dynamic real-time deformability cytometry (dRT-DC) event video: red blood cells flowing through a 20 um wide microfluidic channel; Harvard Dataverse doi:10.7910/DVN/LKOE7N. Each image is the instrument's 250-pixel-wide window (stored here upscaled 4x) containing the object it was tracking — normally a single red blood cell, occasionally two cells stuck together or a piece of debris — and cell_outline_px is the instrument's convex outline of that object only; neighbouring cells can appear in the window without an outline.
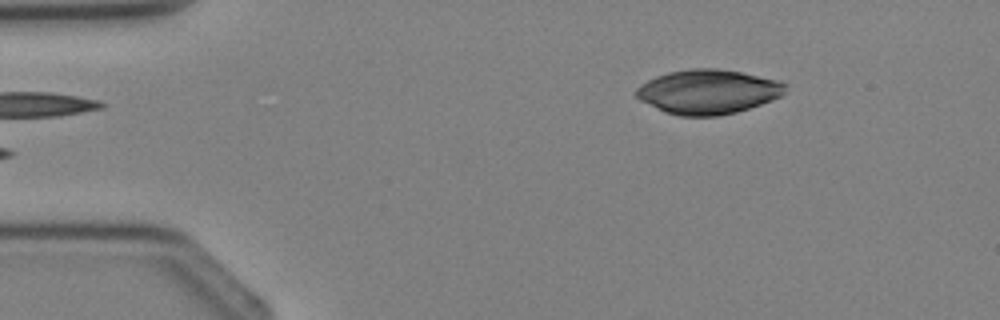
{"species": "Egyptian fruit bat (a non-hibernating species)", "species_latin": "Rousettus aegyptiacus", "temperature_condition": "cold", "stored_images_in_passage": 3, "camera_frame_rate_fps": 3000, "um_per_image_px": 0.085, "animal": {"sex": "female"}, "frame": {"image": 1, "passage_image": 3, "time_ms": 3.333, "image_size_px": [1000, 320], "cell_outline_px": [[784, 92], [780, 96], [772, 100], [736, 112], [716, 116], [680, 116], [664, 112], [640, 100], [636, 96], [636, 88], [640, 84], [656, 76], [668, 72], [688, 68], [716, 68], [740, 72], [776, 80], [784, 84]], "centroid_in_image_um": [60.12, 7.8], "position_along_channel_um": 24.9, "area_um2": 38.32}}